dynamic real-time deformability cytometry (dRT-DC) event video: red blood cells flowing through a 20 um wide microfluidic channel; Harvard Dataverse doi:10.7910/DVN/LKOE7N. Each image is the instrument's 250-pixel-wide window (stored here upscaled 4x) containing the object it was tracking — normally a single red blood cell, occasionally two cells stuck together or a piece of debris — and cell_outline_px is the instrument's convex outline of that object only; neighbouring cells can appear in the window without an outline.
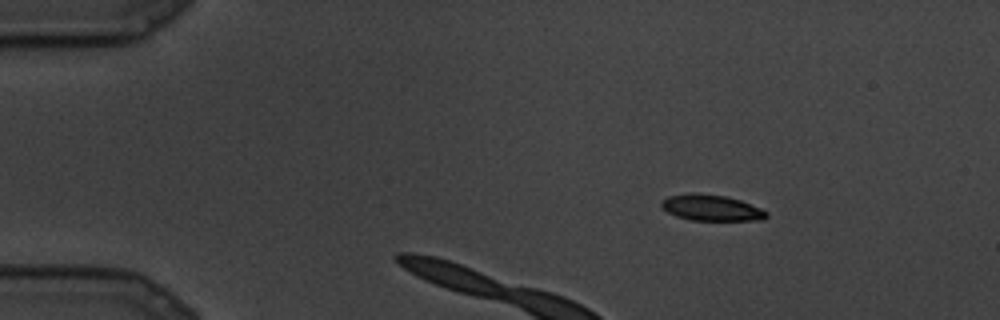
{"species": "common noctule bat (a hibernating species)", "species_latin": "Nyctalus noctula", "temperature_condition": "cold", "stored_images_in_passage": 7, "camera_frame_rate_fps": 3000, "um_per_image_px": 0.085, "animal": {"sex": "male", "body_mass_g": 19.5, "forearm_length_mm": 54.6}, "frame": {"image": 1, "passage_image": 4, "time_ms": 1.0, "image_size_px": [1000, 320], "cell_outline_px": [[768, 216], [764, 220], [692, 220], [676, 216], [660, 208], [660, 204], [668, 196], [692, 192], [696, 192], [724, 196], [740, 200], [760, 208], [768, 212]], "centroid_in_image_um": [60.45, 17.66], "position_along_channel_um": 24.5, "area_um2": 15.95}}